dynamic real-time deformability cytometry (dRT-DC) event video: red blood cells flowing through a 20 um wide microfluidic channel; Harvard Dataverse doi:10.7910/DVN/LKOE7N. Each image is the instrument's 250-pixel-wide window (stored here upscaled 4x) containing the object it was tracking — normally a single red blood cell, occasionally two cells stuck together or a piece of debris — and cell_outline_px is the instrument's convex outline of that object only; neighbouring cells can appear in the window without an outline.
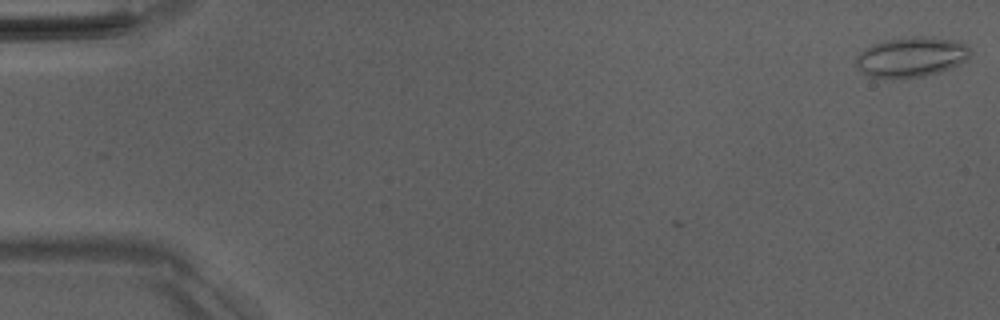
{"species": "Egyptian fruit bat (a non-hibernating species)", "species_latin": "Rousettus aegyptiacus", "temperature_condition": "room temperature", "stored_images_in_passage": 9, "camera_frame_rate_fps": 3000, "um_per_image_px": 0.085, "animal": {"sex": "male"}, "frame": {"image": 1, "passage_image": 1, "time_ms": 0.0, "image_size_px": [1000, 320], "cell_outline_px": [[972, 52], [968, 60], [960, 64], [940, 72], [924, 76], [868, 76], [860, 72], [856, 68], [856, 56], [864, 48], [872, 44], [884, 40], [912, 36], [924, 36], [956, 40], [964, 44]], "centroid_in_image_um": [77.47, 4.81], "position_along_channel_um": 7.5, "area_um2": 26.53}}